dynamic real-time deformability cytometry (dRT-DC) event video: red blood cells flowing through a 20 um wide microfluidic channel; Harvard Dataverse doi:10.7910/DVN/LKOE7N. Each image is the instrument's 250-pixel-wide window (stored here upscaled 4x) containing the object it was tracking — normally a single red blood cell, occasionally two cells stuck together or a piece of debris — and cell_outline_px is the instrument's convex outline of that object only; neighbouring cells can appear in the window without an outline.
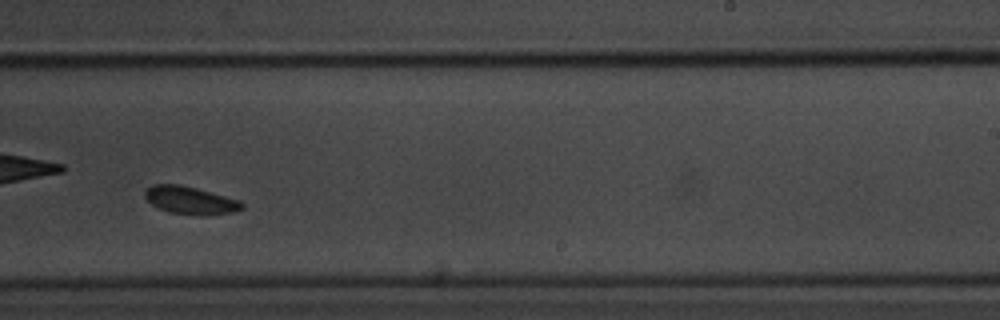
{"species": "common noctule bat (a hibernating species)", "species_latin": "Nyctalus noctula", "temperature_condition": "room temperature", "stored_images_in_passage": 41, "camera_frame_rate_fps": 3000, "um_per_image_px": 0.085, "animal": {"sex": "male", "body_mass_g": 20.1, "forearm_length_mm": 53.5}, "frame": {"image": 1, "passage_image": 24, "time_ms": 7.667, "image_size_px": [1000, 320], "cell_outline_px": [[244, 208], [236, 212], [168, 212], [152, 204], [144, 196], [144, 192], [152, 184], [180, 184], [196, 188], [240, 200], [244, 204]], "centroid_in_image_um": [16.15, 16.96], "position_along_channel_um": 272.9, "area_um2": 14.8}}
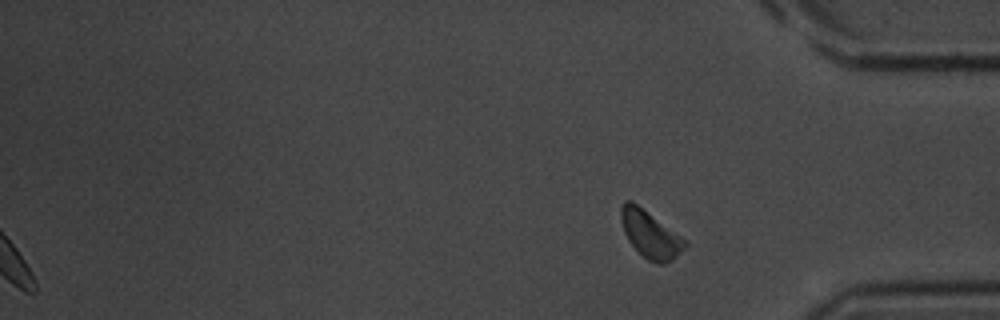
{"frame": {"image": 2, "passage_image": 41, "time_ms": 13.333, "image_size_px": [1000, 320], "cell_outline_px": [[688, 244], [672, 260], [664, 264], [656, 264], [648, 260], [628, 240], [624, 232], [620, 220], [620, 208], [624, 200], [632, 200], [688, 240]], "centroid_in_image_um": [55.28, 19.89], "position_along_channel_um": 379.9, "area_um2": 17.69}}